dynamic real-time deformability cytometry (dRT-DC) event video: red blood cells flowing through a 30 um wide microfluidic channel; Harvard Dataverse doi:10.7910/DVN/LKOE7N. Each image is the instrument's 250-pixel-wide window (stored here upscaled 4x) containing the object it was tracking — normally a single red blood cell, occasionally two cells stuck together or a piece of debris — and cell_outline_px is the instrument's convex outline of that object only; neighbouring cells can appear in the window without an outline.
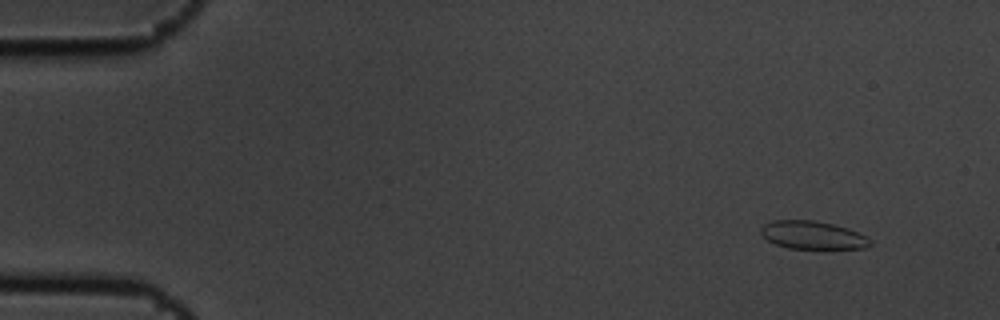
{"species": "common noctule bat (a hibernating species)", "species_latin": "Nyctalus noctula", "temperature_condition": "cold", "stored_images_in_passage": 5, "camera_frame_rate_fps": 3000, "um_per_image_px": 0.085, "animal": {"sex": "male", "body_mass_g": 19.5, "forearm_length_mm": 54.6}, "frame": {"image": 1, "passage_image": 1, "time_ms": 0.0, "image_size_px": [1000, 320], "cell_outline_px": [[872, 244], [864, 248], [788, 248], [776, 244], [768, 240], [760, 232], [760, 228], [764, 224], [772, 220], [812, 220], [832, 224], [848, 228], [872, 240]], "centroid_in_image_um": [69.05, 19.98], "position_along_channel_um": 15.9, "area_um2": 17.63}}
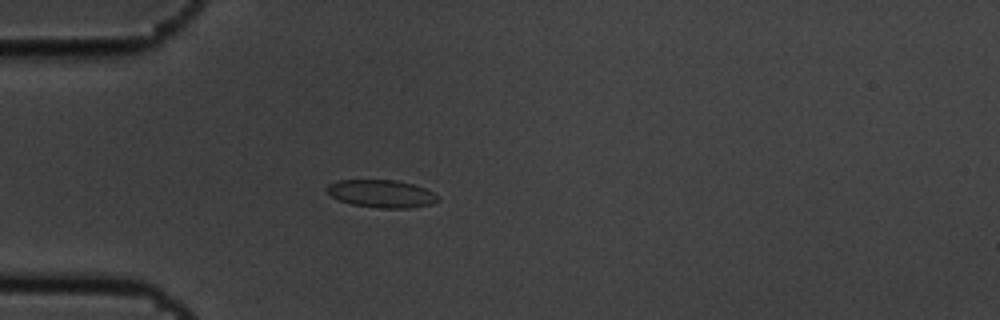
{"frame": {"image": 2, "passage_image": 4, "time_ms": 1.0, "image_size_px": [1000, 320], "cell_outline_px": [[440, 200], [432, 204], [408, 208], [380, 208], [352, 204], [340, 200], [332, 196], [324, 188], [328, 184], [340, 180], [396, 180], [412, 184], [424, 188], [440, 196]], "centroid_in_image_um": [32.44, 16.46], "position_along_channel_um": 52.6, "area_um2": 17.86}}